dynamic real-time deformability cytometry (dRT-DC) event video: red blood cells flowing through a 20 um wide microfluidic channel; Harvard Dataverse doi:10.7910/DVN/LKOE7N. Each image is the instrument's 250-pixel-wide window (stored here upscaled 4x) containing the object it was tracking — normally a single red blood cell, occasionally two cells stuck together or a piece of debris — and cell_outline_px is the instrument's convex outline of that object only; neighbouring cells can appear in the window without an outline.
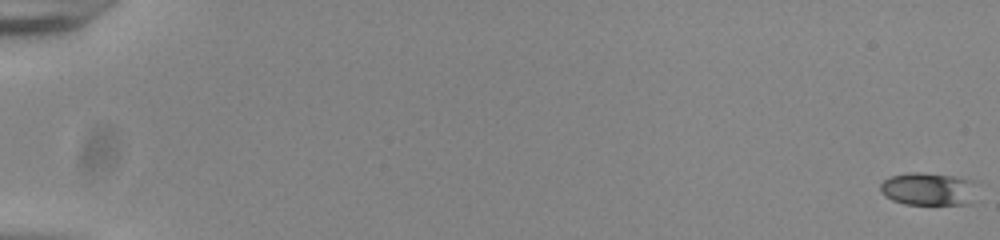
{"species": "common noctule bat (a hibernating species)", "species_latin": "Nyctalus noctula", "temperature_condition": "room temperature", "stored_images_in_passage": 56, "camera_frame_rate_fps": 3000, "um_per_image_px": 0.085, "animal": {"sex": "male", "body_mass_g": 20.0, "forearm_length_mm": 53.3}, "frame": {"image": 1, "passage_image": 1, "time_ms": 0.0, "image_size_px": [1000, 240], "cell_outline_px": [[972, 180], [968, 204], [904, 204], [892, 200], [884, 196], [880, 192], [880, 184], [884, 180], [892, 176], [908, 172], [920, 172], [952, 176]], "centroid_in_image_um": [78.75, 16.06], "position_along_channel_um": 6.2, "area_um2": 17.92}}
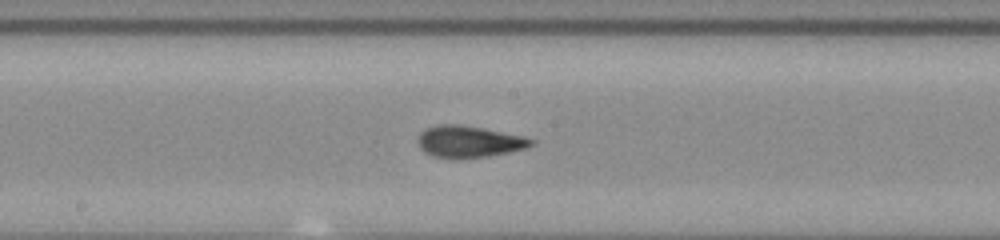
{"frame": {"image": 2, "passage_image": 32, "time_ms": 10.333, "image_size_px": [1000, 240], "cell_outline_px": [[536, 144], [524, 148], [508, 152], [488, 156], [432, 156], [424, 152], [420, 148], [416, 140], [420, 132], [424, 128], [436, 124], [460, 124], [484, 128], [524, 136], [536, 140]], "centroid_in_image_um": [39.85, 11.99], "position_along_channel_um": 208.3, "area_um2": 20.69}}
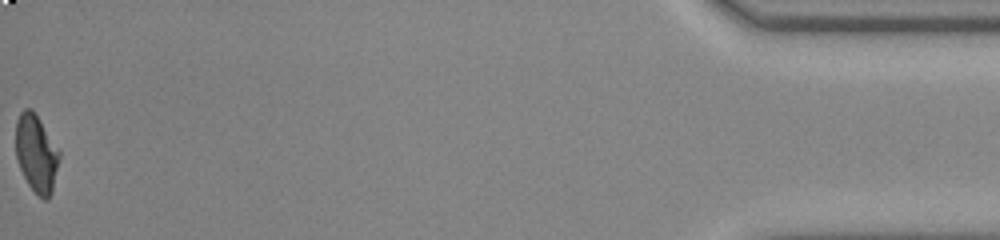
{"frame": {"image": 3, "passage_image": 56, "time_ms": 18.333, "image_size_px": [1000, 240], "cell_outline_px": [[60, 156], [52, 192], [48, 200], [44, 200], [28, 184], [20, 168], [16, 156], [16, 120], [20, 112], [24, 108], [32, 108], [40, 120], [60, 152]], "centroid_in_image_um": [3.08, 13.02], "position_along_channel_um": 432.1, "area_um2": 19.54}, "authors_computed_cell_mechanics": {"area_um2": 19.8543, "velocity_mm_per_s": 3.8862, "shape_relaxation_time_tau1_ms": null, "shape_relaxation_time_tau2_ms": 1.1025, "deformation_change_tau1": null, "deformation_change_tau2": 0.0713}}